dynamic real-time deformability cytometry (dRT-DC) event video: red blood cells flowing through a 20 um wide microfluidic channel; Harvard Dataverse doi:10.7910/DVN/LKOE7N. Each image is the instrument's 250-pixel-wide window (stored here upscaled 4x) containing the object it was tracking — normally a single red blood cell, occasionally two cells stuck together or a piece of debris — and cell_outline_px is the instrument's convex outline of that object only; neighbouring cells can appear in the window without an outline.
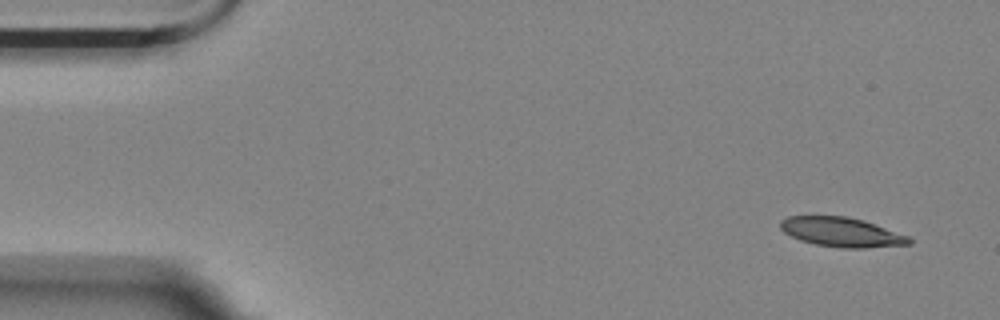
{"species": "Egyptian fruit bat (a non-hibernating species)", "species_latin": "Rousettus aegyptiacus", "temperature_condition": "room temperature", "stored_images_in_passage": 5, "camera_frame_rate_fps": 3000, "um_per_image_px": 0.085, "animal": {"sex": "female"}, "frame": {"image": 1, "passage_image": 1, "time_ms": 0.0, "image_size_px": [1000, 320], "cell_outline_px": [[912, 244], [864, 248], [840, 248], [816, 244], [800, 240], [784, 232], [780, 228], [780, 220], [788, 216], [848, 216], [864, 220], [908, 236], [912, 240]], "centroid_in_image_um": [71.53, 19.73], "position_along_channel_um": 13.5, "area_um2": 22.08}}
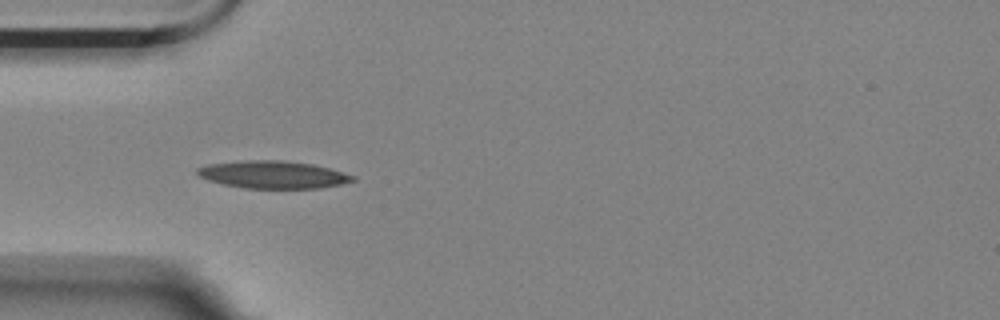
{"frame": {"image": 2, "passage_image": 4, "time_ms": 4.333, "image_size_px": [1000, 320], "cell_outline_px": [[356, 180], [340, 184], [320, 188], [244, 188], [220, 184], [196, 176], [196, 168], [208, 164], [248, 160], [284, 160], [312, 164], [328, 168], [356, 176]], "centroid_in_image_um": [23.16, 14.84], "position_along_channel_um": 61.8, "area_um2": 25.03}}
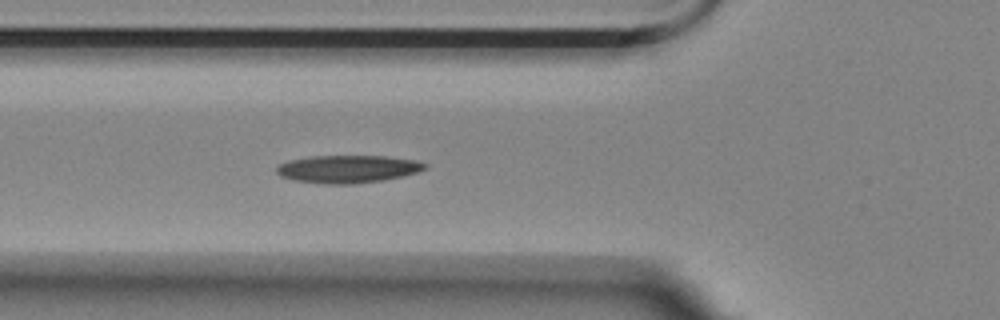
{"frame": {"image": 3, "passage_image": 5, "time_ms": 5.333, "image_size_px": [1000, 320], "cell_outline_px": [[428, 168], [416, 172], [384, 180], [352, 184], [324, 184], [296, 180], [280, 176], [276, 172], [276, 168], [280, 164], [288, 160], [312, 156], [384, 156], [416, 160], [428, 164]], "centroid_in_image_um": [29.56, 14.36], "position_along_channel_um": 96.2, "area_um2": 23.87}}